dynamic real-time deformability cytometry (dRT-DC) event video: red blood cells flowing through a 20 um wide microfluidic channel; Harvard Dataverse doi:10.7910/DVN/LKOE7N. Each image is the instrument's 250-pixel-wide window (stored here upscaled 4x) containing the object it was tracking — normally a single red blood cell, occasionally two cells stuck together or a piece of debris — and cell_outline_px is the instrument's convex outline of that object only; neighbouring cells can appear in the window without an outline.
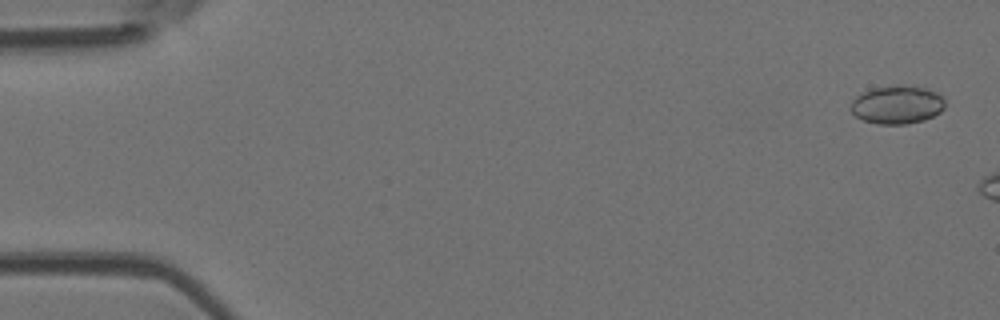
{"species": "Egyptian fruit bat (a non-hibernating species)", "species_latin": "Rousettus aegyptiacus", "temperature_condition": "room temperature", "stored_images_in_passage": 6, "camera_frame_rate_fps": 3000, "um_per_image_px": 0.085, "animal": {"sex": "female"}, "frame": {"image": 1, "passage_image": 1, "time_ms": 0.0, "image_size_px": [1000, 320], "cell_outline_px": [[944, 108], [940, 112], [924, 120], [908, 124], [876, 124], [864, 120], [856, 116], [848, 108], [852, 100], [856, 96], [872, 88], [900, 84], [904, 84], [928, 88], [936, 92], [944, 100]], "centroid_in_image_um": [76.23, 8.89], "position_along_channel_um": 8.8, "area_um2": 21.27}}
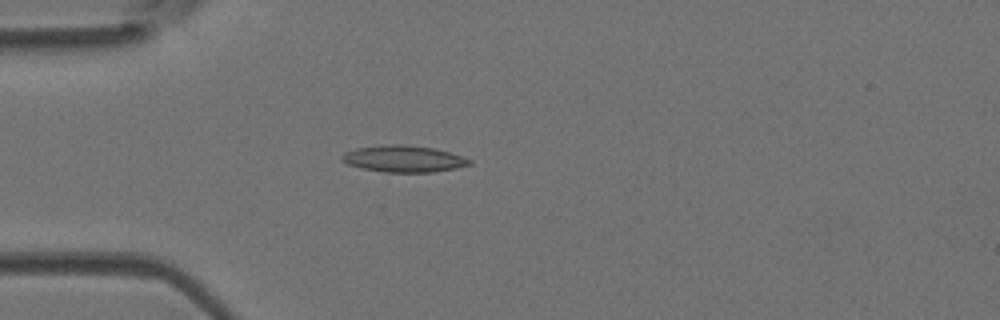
{"frame": {"image": 2, "passage_image": 6, "time_ms": 6.333, "image_size_px": [1000, 320], "cell_outline_px": [[472, 164], [456, 168], [432, 172], [384, 172], [360, 168], [348, 164], [340, 160], [340, 156], [344, 152], [356, 148], [388, 144], [400, 144], [432, 148], [448, 152], [472, 160]], "centroid_in_image_um": [34.26, 13.5], "position_along_channel_um": 50.7, "area_um2": 19.71}}